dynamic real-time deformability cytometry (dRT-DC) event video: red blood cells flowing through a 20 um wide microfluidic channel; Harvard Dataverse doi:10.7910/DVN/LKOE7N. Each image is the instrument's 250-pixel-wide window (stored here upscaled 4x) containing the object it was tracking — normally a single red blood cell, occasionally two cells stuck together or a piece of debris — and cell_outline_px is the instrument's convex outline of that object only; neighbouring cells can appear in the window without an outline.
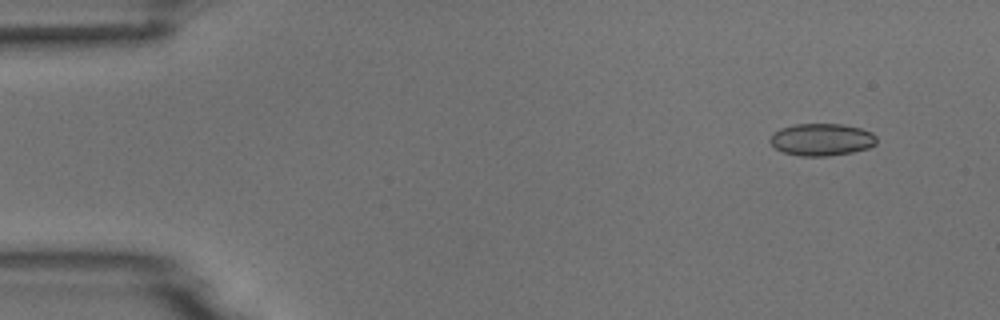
{"species": "common noctule bat (a hibernating species)", "species_latin": "Nyctalus noctula", "temperature_condition": "room temperature", "stored_images_in_passage": 6, "camera_frame_rate_fps": 3000, "um_per_image_px": 0.085, "animal": {"sex": "male", "body_mass_g": 18.8}, "frame": {"image": 1, "passage_image": 2, "time_ms": 1.333, "image_size_px": [1000, 320], "cell_outline_px": [[876, 144], [868, 148], [852, 152], [828, 156], [800, 156], [784, 152], [776, 148], [768, 140], [772, 132], [780, 128], [796, 124], [844, 124], [860, 128], [872, 132], [876, 136]], "centroid_in_image_um": [69.83, 11.86], "position_along_channel_um": 15.2, "area_um2": 20.11}}
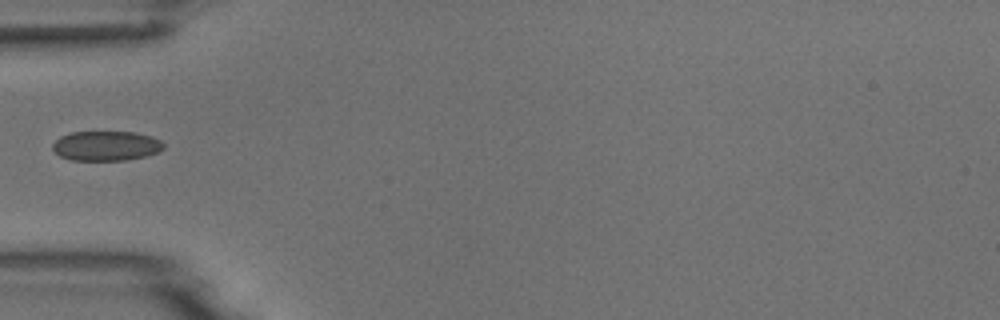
{"frame": {"image": 2, "passage_image": 5, "time_ms": 5.667, "image_size_px": [1000, 320], "cell_outline_px": [[164, 148], [160, 152], [144, 156], [124, 160], [72, 160], [60, 156], [52, 148], [52, 144], [60, 136], [72, 132], [136, 132], [152, 136], [160, 140], [164, 144]], "centroid_in_image_um": [9.04, 12.39], "position_along_channel_um": 76.0, "area_um2": 19.25}}